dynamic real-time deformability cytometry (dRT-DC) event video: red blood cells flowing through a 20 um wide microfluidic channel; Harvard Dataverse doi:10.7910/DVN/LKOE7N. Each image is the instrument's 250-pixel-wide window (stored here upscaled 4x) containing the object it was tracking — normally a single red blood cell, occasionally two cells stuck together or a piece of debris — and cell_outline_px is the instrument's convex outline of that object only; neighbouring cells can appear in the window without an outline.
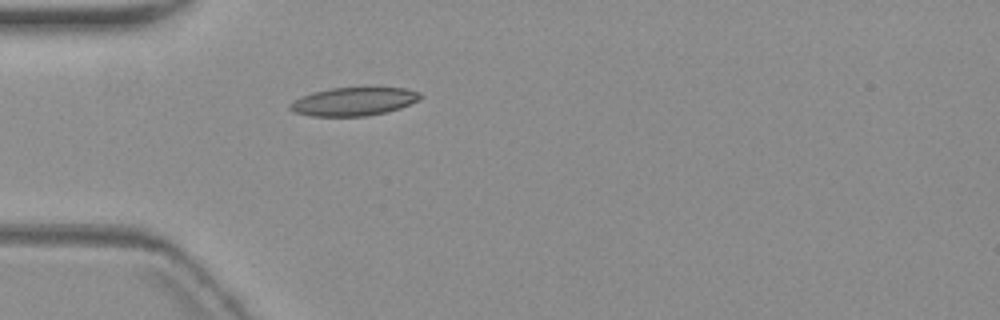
{"species": "common noctule bat (a hibernating species)", "species_latin": "Nyctalus noctula", "temperature_condition": "warm", "stored_images_in_passage": 2, "camera_frame_rate_fps": 3000, "um_per_image_px": 0.085, "animal": {"sex": "female", "body_mass_g": 19.3, "forearm_length_mm": 54.1}, "frame": {"image": 1, "passage_image": 2, "time_ms": 4.333, "image_size_px": [1000, 320], "cell_outline_px": [[424, 96], [420, 100], [400, 108], [388, 112], [364, 116], [312, 116], [296, 112], [288, 108], [288, 104], [292, 100], [312, 92], [328, 88], [404, 88], [420, 92]], "centroid_in_image_um": [30.07, 8.63], "position_along_channel_um": 54.9, "area_um2": 21.62}}